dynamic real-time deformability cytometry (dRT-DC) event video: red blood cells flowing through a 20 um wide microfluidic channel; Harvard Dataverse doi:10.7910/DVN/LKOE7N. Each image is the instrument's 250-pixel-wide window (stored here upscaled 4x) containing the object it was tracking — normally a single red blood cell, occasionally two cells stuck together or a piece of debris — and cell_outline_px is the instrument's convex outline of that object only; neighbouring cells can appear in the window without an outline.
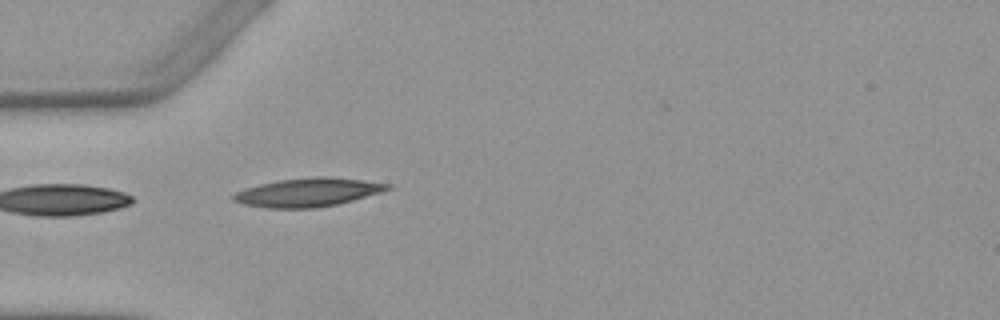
{"species": "Egyptian fruit bat (a non-hibernating species)", "species_latin": "Rousettus aegyptiacus", "temperature_condition": "warm", "stored_images_in_passage": 4, "camera_frame_rate_fps": 3000, "um_per_image_px": 0.085, "animal": {"sex": "female"}, "frame": {"image": 1, "passage_image": 4, "time_ms": 4.667, "image_size_px": [1000, 320], "cell_outline_px": [[392, 188], [380, 192], [352, 200], [336, 204], [316, 208], [268, 208], [244, 204], [232, 200], [232, 196], [236, 192], [260, 184], [280, 180], [316, 176], [328, 176], [392, 184]], "centroid_in_image_um": [26.17, 16.35], "position_along_channel_um": 58.8, "area_um2": 25.32}}